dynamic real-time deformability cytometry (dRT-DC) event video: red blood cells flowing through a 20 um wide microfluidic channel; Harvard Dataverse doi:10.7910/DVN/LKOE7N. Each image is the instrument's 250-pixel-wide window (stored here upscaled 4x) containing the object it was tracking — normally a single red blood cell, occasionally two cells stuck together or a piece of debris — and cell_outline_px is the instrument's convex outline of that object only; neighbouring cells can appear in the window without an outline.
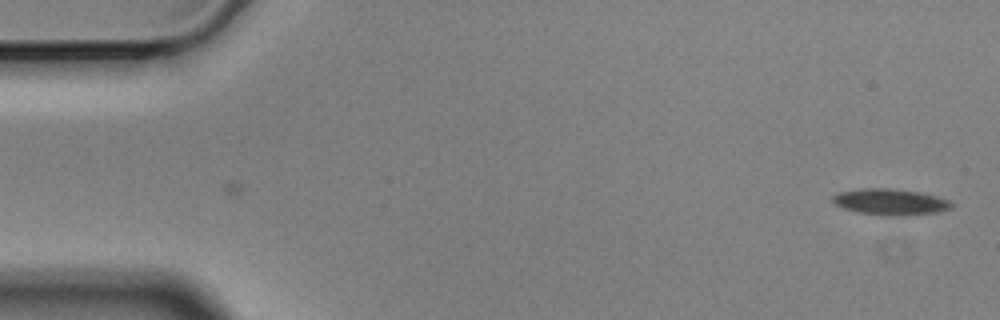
{"species": "Egyptian fruit bat (a non-hibernating species)", "species_latin": "Rousettus aegyptiacus", "temperature_condition": "cold", "stored_images_in_passage": 56, "camera_frame_rate_fps": 3000, "um_per_image_px": 0.085, "animal": {"sex": "male"}, "frame": {"image": 1, "passage_image": 1, "time_ms": 0.0, "image_size_px": [1000, 320], "cell_outline_px": [[956, 204], [952, 208], [940, 212], [904, 216], [880, 216], [856, 212], [840, 208], [832, 204], [832, 196], [840, 192], [864, 188], [892, 188], [920, 192], [936, 196], [948, 200]], "centroid_in_image_um": [75.67, 17.18], "position_along_channel_um": 9.3, "area_um2": 18.67}}
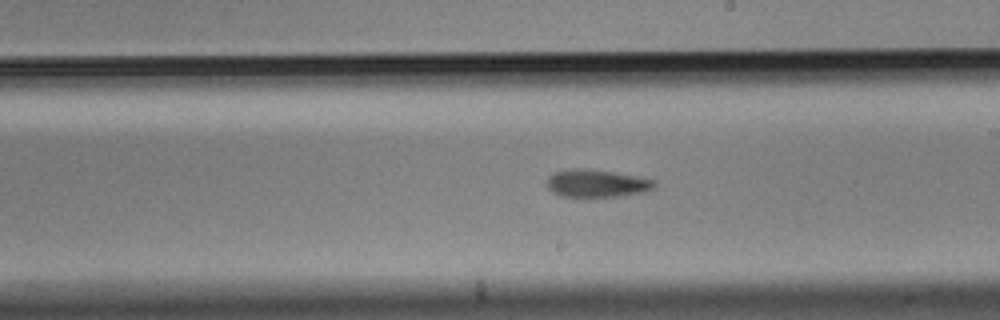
{"frame": {"image": 2, "passage_image": 31, "time_ms": 10.0, "image_size_px": [1000, 320], "cell_outline_px": [[656, 188], [644, 192], [616, 196], [560, 196], [552, 192], [548, 188], [548, 176], [556, 172], [572, 168], [584, 168], [612, 172], [636, 176], [656, 180]], "centroid_in_image_um": [50.74, 15.58], "position_along_channel_um": 238.3, "area_um2": 17.17}}
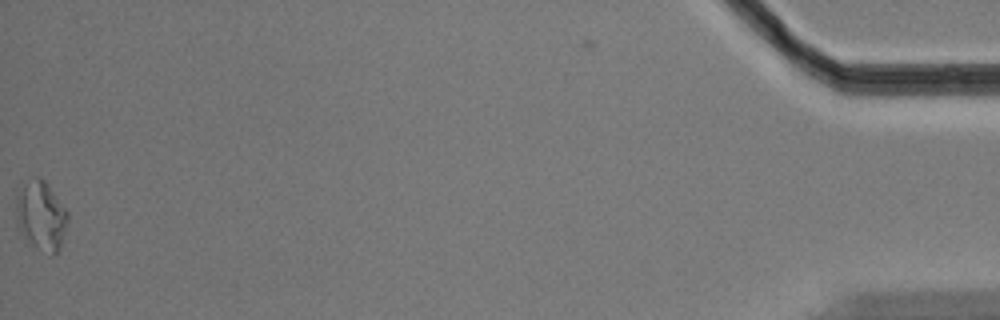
{"frame": {"image": 3, "passage_image": 56, "time_ms": 18.333, "image_size_px": [1000, 320], "cell_outline_px": [[68, 220], [60, 248], [52, 256], [36, 248], [20, 232], [16, 224], [16, 196], [24, 184], [32, 176], [40, 176], [44, 180], [68, 212]], "centroid_in_image_um": [3.48, 18.34], "position_along_channel_um": 431.7, "area_um2": 20.87}, "authors_computed_cell_mechanics": {"area_um2": 17.7157, "velocity_mm_per_s": 3.5259, "shape_relaxation_time_tau1_ms": 8.8161, "shape_relaxation_time_tau2_ms": null, "deformation_change_tau1": 0.1417, "deformation_change_tau2": null}}